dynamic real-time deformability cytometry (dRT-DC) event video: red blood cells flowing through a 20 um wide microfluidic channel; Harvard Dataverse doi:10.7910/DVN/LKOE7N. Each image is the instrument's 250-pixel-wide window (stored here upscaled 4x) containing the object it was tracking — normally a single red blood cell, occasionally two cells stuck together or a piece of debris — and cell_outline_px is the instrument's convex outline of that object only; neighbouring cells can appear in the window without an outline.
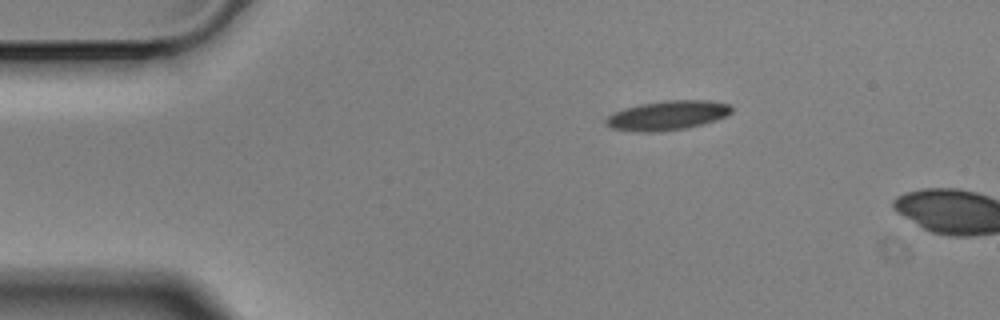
{"species": "Egyptian fruit bat (a non-hibernating species)", "species_latin": "Rousettus aegyptiacus", "temperature_condition": "cold", "stored_images_in_passage": 2, "camera_frame_rate_fps": 3000, "um_per_image_px": 0.085, "animal": {"sex": "male"}, "frame": {"image": 1, "passage_image": 1, "time_ms": 0.0, "image_size_px": [1000, 320], "cell_outline_px": [[732, 112], [728, 116], [704, 124], [688, 128], [652, 132], [632, 132], [612, 128], [604, 124], [604, 120], [608, 116], [624, 108], [640, 104], [664, 100], [708, 100], [728, 104], [732, 108]], "centroid_in_image_um": [56.73, 9.81], "position_along_channel_um": 28.3, "area_um2": 21.73}}